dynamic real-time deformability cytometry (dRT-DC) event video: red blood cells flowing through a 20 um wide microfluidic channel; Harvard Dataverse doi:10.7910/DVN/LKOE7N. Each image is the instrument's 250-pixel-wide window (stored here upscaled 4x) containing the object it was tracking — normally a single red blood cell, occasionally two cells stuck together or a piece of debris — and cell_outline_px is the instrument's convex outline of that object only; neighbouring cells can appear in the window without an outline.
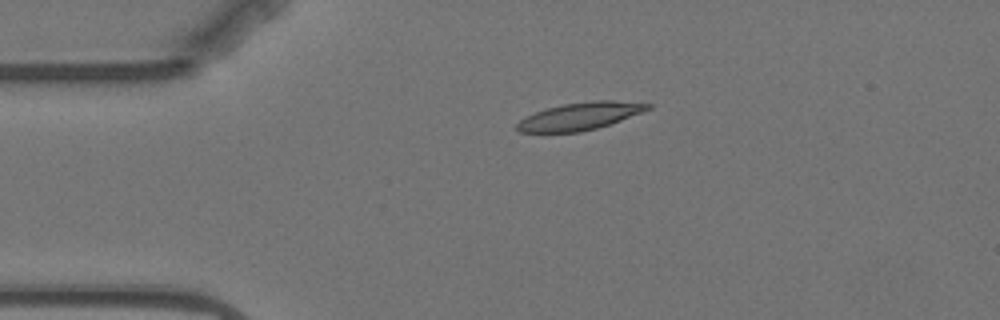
{"species": "Egyptian fruit bat (a non-hibernating species)", "species_latin": "Rousettus aegyptiacus", "temperature_condition": "warm", "stored_images_in_passage": 2, "camera_frame_rate_fps": 3000, "um_per_image_px": 0.085, "animal": {"sex": "female"}, "frame": {"image": 1, "passage_image": 1, "time_ms": 0.0, "image_size_px": [1000, 320], "cell_outline_px": [[652, 108], [620, 120], [596, 128], [580, 132], [520, 132], [516, 128], [516, 124], [524, 116], [548, 108], [564, 104], [592, 100], [612, 100], [652, 104]], "centroid_in_image_um": [49.28, 9.87], "position_along_channel_um": 35.7, "area_um2": 20.69}}